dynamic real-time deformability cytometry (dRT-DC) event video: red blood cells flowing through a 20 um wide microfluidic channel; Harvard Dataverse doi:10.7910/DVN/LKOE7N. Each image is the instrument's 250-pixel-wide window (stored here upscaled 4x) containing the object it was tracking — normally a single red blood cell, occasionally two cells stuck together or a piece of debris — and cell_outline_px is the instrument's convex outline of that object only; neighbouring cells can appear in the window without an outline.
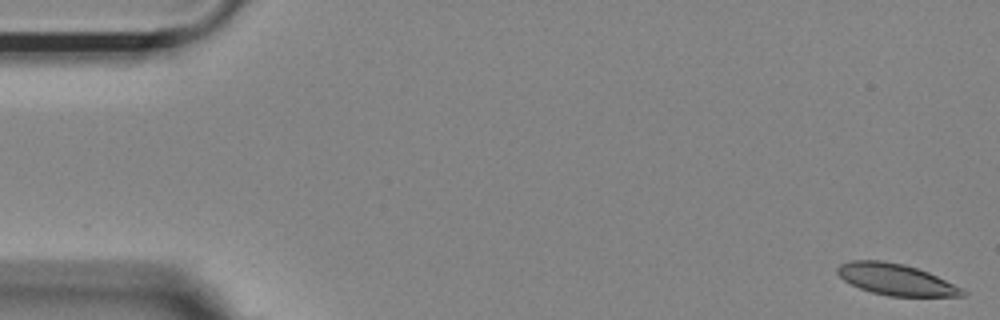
{"species": "Egyptian fruit bat (a non-hibernating species)", "species_latin": "Rousettus aegyptiacus", "temperature_condition": "room temperature", "stored_images_in_passage": 54, "camera_frame_rate_fps": 3000, "um_per_image_px": 0.085, "animal": {"sex": "female"}, "frame": {"image": 1, "passage_image": 1, "time_ms": 0.0, "image_size_px": [1000, 320], "cell_outline_px": [[968, 292], [964, 296], [888, 296], [872, 292], [860, 288], [844, 280], [836, 272], [836, 268], [840, 264], [852, 260], [880, 260], [904, 264], [928, 272]], "centroid_in_image_um": [76.12, 23.75], "position_along_channel_um": 8.9, "area_um2": 22.54}}
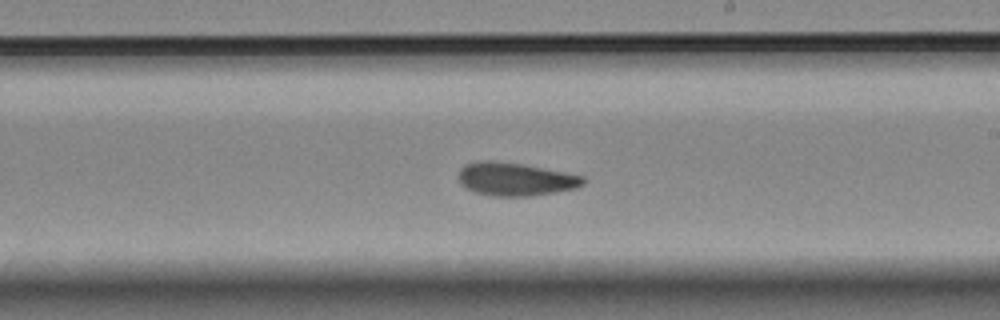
{"frame": {"image": 2, "passage_image": 31, "time_ms": 10.0, "image_size_px": [1000, 320], "cell_outline_px": [[584, 184], [576, 188], [556, 192], [532, 196], [492, 196], [476, 192], [460, 184], [460, 168], [464, 164], [476, 160], [492, 160], [524, 164], [584, 176]], "centroid_in_image_um": [43.8, 15.22], "position_along_channel_um": 245.2, "area_um2": 24.16}}
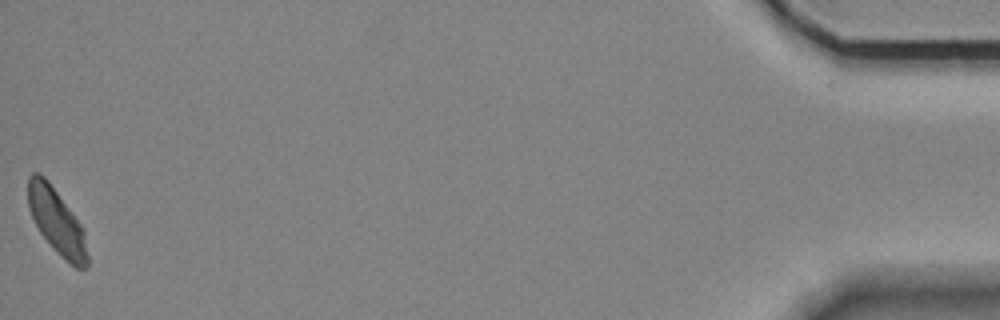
{"frame": {"image": 3, "passage_image": 54, "time_ms": 17.667, "image_size_px": [1000, 320], "cell_outline_px": [[88, 268], [76, 268], [60, 256], [40, 232], [28, 208], [28, 176], [32, 172], [40, 172], [48, 180], [80, 224], [84, 232], [88, 256]], "centroid_in_image_um": [4.81, 18.82], "position_along_channel_um": 430.4, "area_um2": 22.37}, "authors_computed_cell_mechanics": {"area_um2": 23.7847, "velocity_mm_per_s": 3.6611, "shape_relaxation_time_tau1_ms": 6.0207, "shape_relaxation_time_tau2_ms": 2.1286, "deformation_change_tau1": 0.1286, "deformation_change_tau2": 0.0815}}